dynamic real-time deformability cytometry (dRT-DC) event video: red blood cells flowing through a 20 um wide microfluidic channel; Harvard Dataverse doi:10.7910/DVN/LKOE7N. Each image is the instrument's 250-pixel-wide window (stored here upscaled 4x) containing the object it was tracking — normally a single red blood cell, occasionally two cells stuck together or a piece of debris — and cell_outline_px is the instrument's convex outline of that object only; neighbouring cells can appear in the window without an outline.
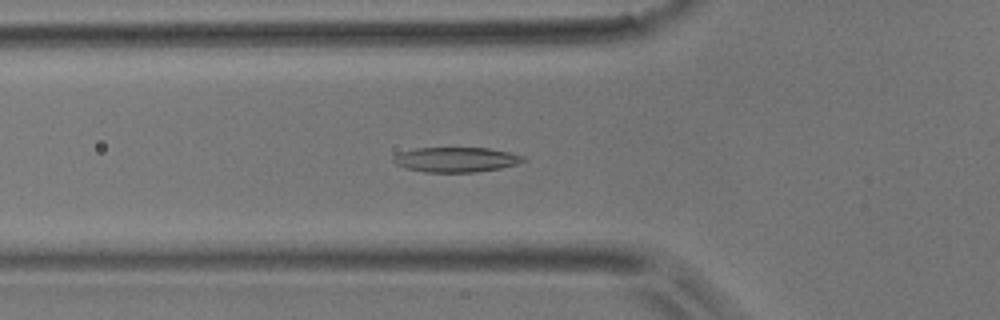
{"species": "common noctule bat (a hibernating species)", "species_latin": "Nyctalus noctula", "temperature_condition": "room temperature", "stored_images_in_passage": 42, "camera_frame_rate_fps": 3000, "um_per_image_px": 0.085, "animal": {"sex": "male", "body_mass_g": 17.9}, "frame": {"image": 1, "passage_image": 8, "time_ms": 2.333, "image_size_px": [1000, 320], "cell_outline_px": [[528, 160], [516, 164], [500, 168], [476, 172], [424, 172], [404, 168], [396, 164], [392, 160], [392, 156], [400, 152], [416, 148], [488, 148], [508, 152], [524, 156]], "centroid_in_image_um": [38.74, 13.57], "position_along_channel_um": 87.1, "area_um2": 18.9}}
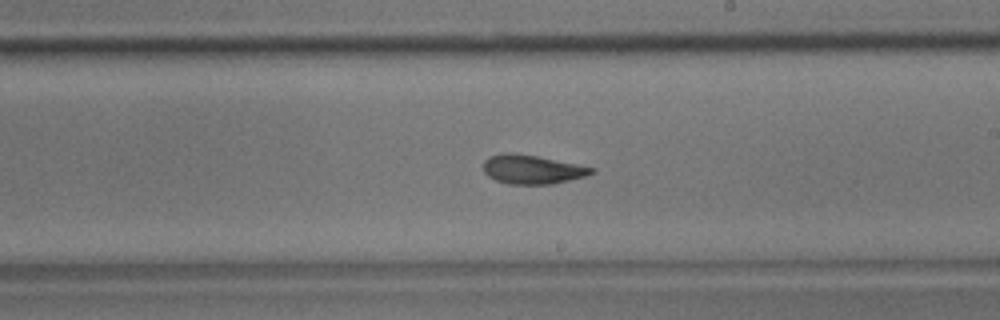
{"frame": {"image": 2, "passage_image": 20, "time_ms": 6.333, "image_size_px": [1000, 320], "cell_outline_px": [[596, 172], [584, 176], [552, 184], [508, 184], [496, 180], [488, 176], [484, 172], [484, 160], [488, 156], [500, 152], [512, 152], [536, 156], [596, 168]], "centroid_in_image_um": [45.19, 14.39], "position_along_channel_um": 243.8, "area_um2": 18.26}}
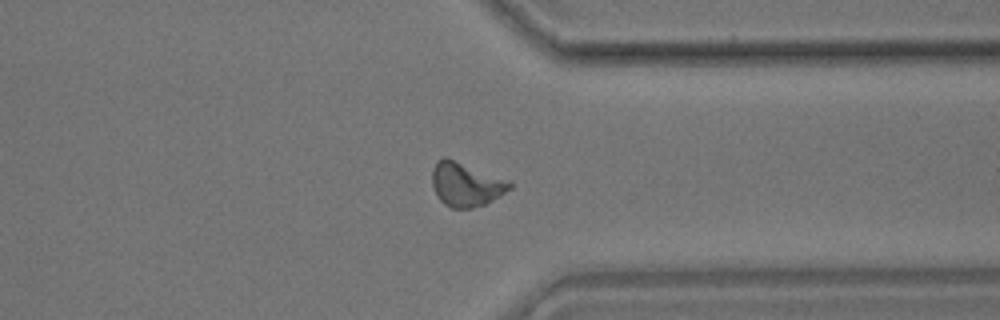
{"frame": {"image": 3, "passage_image": 30, "time_ms": 9.667, "image_size_px": [1000, 320], "cell_outline_px": [[512, 188], [484, 204], [472, 208], [452, 208], [444, 204], [436, 196], [432, 184], [432, 168], [436, 160], [444, 156], [508, 180], [512, 184]], "centroid_in_image_um": [39.55, 15.67], "position_along_channel_um": 371.8, "area_um2": 19.71}, "authors_computed_cell_mechanics": {"area_um2": 18.4671, "velocity_mm_per_s": 3.9051, "shape_relaxation_time_tau1_ms": 5.3254, "shape_relaxation_time_tau2_ms": 3.094, "deformation_change_tau1": 0.1555, "deformation_change_tau2": 0.1142}}